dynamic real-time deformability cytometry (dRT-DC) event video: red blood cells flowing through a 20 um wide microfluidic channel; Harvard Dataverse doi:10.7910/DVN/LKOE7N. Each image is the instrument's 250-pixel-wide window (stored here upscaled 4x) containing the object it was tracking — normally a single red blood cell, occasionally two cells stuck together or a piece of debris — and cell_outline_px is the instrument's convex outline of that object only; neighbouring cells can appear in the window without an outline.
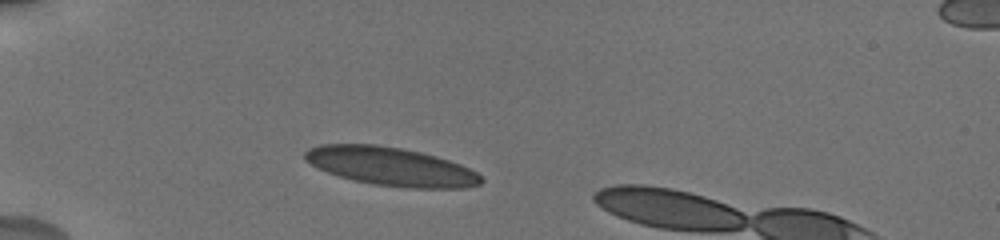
{"species": "human", "species_latin": "Homo sapiens", "temperature_condition": "cold", "stored_images_in_passage": 26, "camera_frame_rate_fps": 3000, "um_per_image_px": 0.085, "donor": {"sex": "male"}, "frame": {"image": 1, "passage_image": 1, "time_ms": 0.0, "image_size_px": [1000, 240], "cell_outline_px": [[484, 180], [480, 184], [464, 188], [412, 188], [372, 184], [340, 176], [328, 172], [304, 160], [304, 152], [308, 148], [320, 144], [380, 144], [420, 152], [436, 156], [460, 164], [476, 172]], "centroid_in_image_um": [33.23, 14.14], "position_along_channel_um": 51.8, "area_um2": 39.3}}
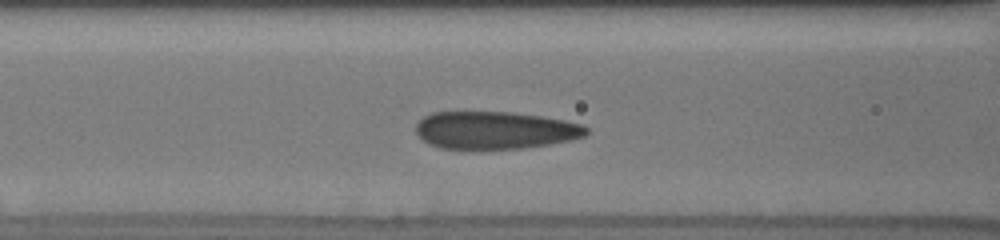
{"frame": {"image": 2, "passage_image": 6, "time_ms": 2.667, "image_size_px": [1000, 240], "cell_outline_px": [[588, 132], [584, 136], [572, 140], [524, 148], [440, 148], [428, 144], [416, 132], [416, 124], [424, 116], [432, 112], [512, 112], [540, 116], [564, 120], [584, 124], [588, 128]], "centroid_in_image_um": [42.1, 11.06], "position_along_channel_um": 124.5, "area_um2": 37.17}}
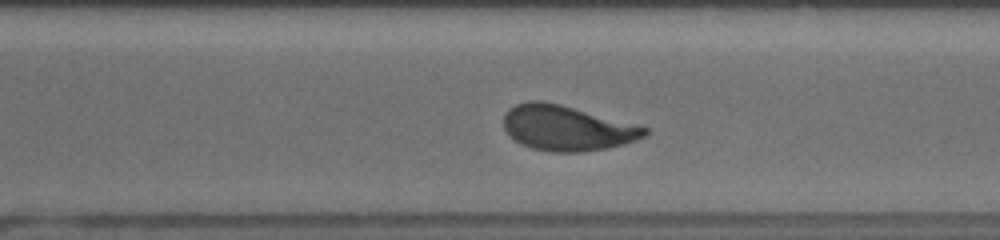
{"frame": {"image": 3, "passage_image": 18, "time_ms": 8.0, "image_size_px": [1000, 240], "cell_outline_px": [[648, 132], [644, 136], [624, 144], [608, 148], [580, 152], [552, 152], [532, 148], [520, 144], [508, 136], [504, 128], [504, 116], [508, 108], [516, 104], [528, 100], [540, 100], [560, 104], [648, 128]], "centroid_in_image_um": [48.12, 10.89], "position_along_channel_um": 322.5, "area_um2": 36.99}}